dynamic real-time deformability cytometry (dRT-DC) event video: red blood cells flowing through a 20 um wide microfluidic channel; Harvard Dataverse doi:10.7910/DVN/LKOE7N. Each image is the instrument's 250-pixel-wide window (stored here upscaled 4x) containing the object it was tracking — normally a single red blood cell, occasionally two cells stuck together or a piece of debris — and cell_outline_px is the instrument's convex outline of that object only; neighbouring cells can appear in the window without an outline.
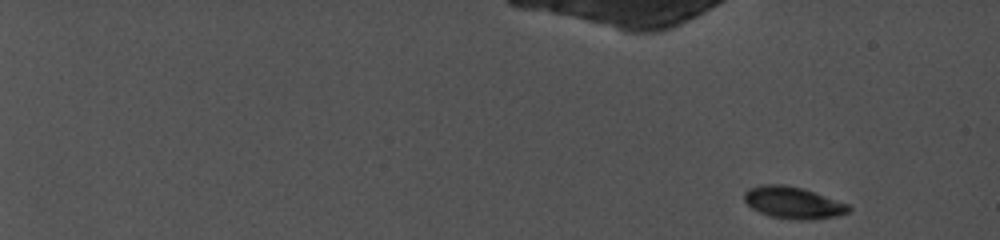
{"species": "common noctule bat (a hibernating species)", "species_latin": "Nyctalus noctula", "temperature_condition": "cold", "stored_images_in_passage": 65, "camera_frame_rate_fps": 5000, "um_per_image_px": 0.085, "animal": {"sex": "female", "body_mass_g": 19.0, "forearm_length_mm": 56.7}, "frame": {"image": 1, "passage_image": 1, "time_ms": 0.0, "image_size_px": [1000, 240], "cell_outline_px": [[852, 208], [848, 212], [836, 216], [812, 220], [788, 220], [768, 216], [752, 208], [744, 200], [744, 192], [752, 188], [768, 184], [780, 184], [800, 188], [848, 204]], "centroid_in_image_um": [67.41, 17.26], "position_along_channel_um": 17.6, "area_um2": 19.13}}
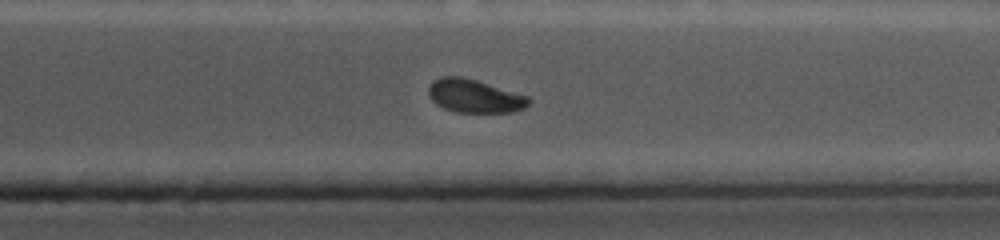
{"frame": {"image": 2, "passage_image": 60, "time_ms": 15.6, "image_size_px": [1000, 240], "cell_outline_px": [[532, 100], [524, 108], [512, 112], [456, 112], [444, 108], [436, 104], [432, 100], [428, 92], [428, 88], [436, 80], [444, 76], [460, 76], [476, 80], [528, 96]], "centroid_in_image_um": [40.35, 8.17], "position_along_channel_um": 371.0, "area_um2": 19.19}}
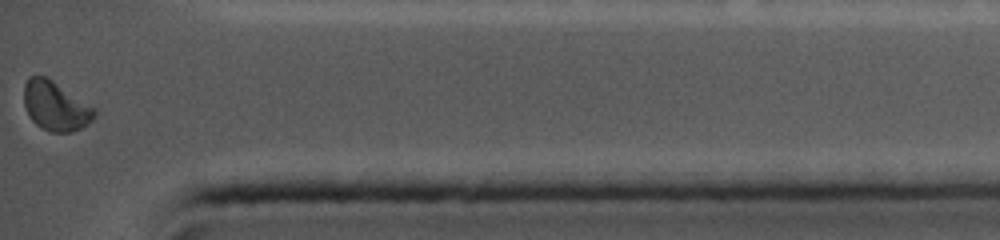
{"frame": {"image": 3, "passage_image": 65, "time_ms": 17.2, "image_size_px": [1000, 240], "cell_outline_px": [[96, 112], [92, 120], [88, 124], [72, 132], [52, 132], [36, 124], [32, 120], [24, 104], [24, 84], [28, 76], [44, 76], [52, 80], [96, 108]], "centroid_in_image_um": [4.72, 9.0], "position_along_channel_um": 430.5, "area_um2": 20.06}, "authors_computed_cell_mechanics": {"area_um2": 20.0566, "velocity_mm_per_s": 3.9018, "shape_relaxation_time_tau1_ms": 4.1966, "shape_relaxation_time_tau2_ms": null, "deformation_change_tau1": 0.0911, "deformation_change_tau2": null}}